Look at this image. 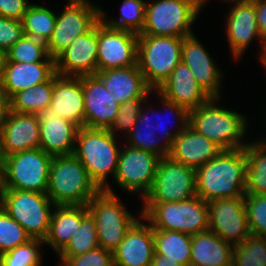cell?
<instances>
[{
	"label": "cell",
	"mask_w": 266,
	"mask_h": 266,
	"mask_svg": "<svg viewBox=\"0 0 266 266\" xmlns=\"http://www.w3.org/2000/svg\"><path fill=\"white\" fill-rule=\"evenodd\" d=\"M259 59L261 62V65H263L264 69L266 70V39L263 40L262 48L260 50Z\"/></svg>",
	"instance_id": "cell-49"
},
{
	"label": "cell",
	"mask_w": 266,
	"mask_h": 266,
	"mask_svg": "<svg viewBox=\"0 0 266 266\" xmlns=\"http://www.w3.org/2000/svg\"><path fill=\"white\" fill-rule=\"evenodd\" d=\"M119 154L114 182L142 200L150 192L161 157L155 153L123 145Z\"/></svg>",
	"instance_id": "cell-14"
},
{
	"label": "cell",
	"mask_w": 266,
	"mask_h": 266,
	"mask_svg": "<svg viewBox=\"0 0 266 266\" xmlns=\"http://www.w3.org/2000/svg\"><path fill=\"white\" fill-rule=\"evenodd\" d=\"M100 191L74 154L52 157L46 194L55 205H87Z\"/></svg>",
	"instance_id": "cell-5"
},
{
	"label": "cell",
	"mask_w": 266,
	"mask_h": 266,
	"mask_svg": "<svg viewBox=\"0 0 266 266\" xmlns=\"http://www.w3.org/2000/svg\"><path fill=\"white\" fill-rule=\"evenodd\" d=\"M229 9L225 19V32L232 58L237 61L256 38L260 41V51L263 39L257 27L253 0L233 3Z\"/></svg>",
	"instance_id": "cell-20"
},
{
	"label": "cell",
	"mask_w": 266,
	"mask_h": 266,
	"mask_svg": "<svg viewBox=\"0 0 266 266\" xmlns=\"http://www.w3.org/2000/svg\"><path fill=\"white\" fill-rule=\"evenodd\" d=\"M52 157L41 148L5 156V189L46 193Z\"/></svg>",
	"instance_id": "cell-12"
},
{
	"label": "cell",
	"mask_w": 266,
	"mask_h": 266,
	"mask_svg": "<svg viewBox=\"0 0 266 266\" xmlns=\"http://www.w3.org/2000/svg\"><path fill=\"white\" fill-rule=\"evenodd\" d=\"M146 0H123L119 19L108 17L101 7V20L114 29L141 34L145 22Z\"/></svg>",
	"instance_id": "cell-34"
},
{
	"label": "cell",
	"mask_w": 266,
	"mask_h": 266,
	"mask_svg": "<svg viewBox=\"0 0 266 266\" xmlns=\"http://www.w3.org/2000/svg\"><path fill=\"white\" fill-rule=\"evenodd\" d=\"M223 266H234V264H228V265H223Z\"/></svg>",
	"instance_id": "cell-56"
},
{
	"label": "cell",
	"mask_w": 266,
	"mask_h": 266,
	"mask_svg": "<svg viewBox=\"0 0 266 266\" xmlns=\"http://www.w3.org/2000/svg\"><path fill=\"white\" fill-rule=\"evenodd\" d=\"M187 1H189L200 13L201 10H204L203 8L206 6L205 3L208 2V0H187Z\"/></svg>",
	"instance_id": "cell-50"
},
{
	"label": "cell",
	"mask_w": 266,
	"mask_h": 266,
	"mask_svg": "<svg viewBox=\"0 0 266 266\" xmlns=\"http://www.w3.org/2000/svg\"><path fill=\"white\" fill-rule=\"evenodd\" d=\"M149 98H139L135 100H129L124 103H121L119 106L118 114L108 128V130L119 139V133H125L124 136L128 134L131 130L133 125L135 124L141 109L143 108L144 104H150L148 102ZM119 132V133H118ZM118 133V135H117Z\"/></svg>",
	"instance_id": "cell-42"
},
{
	"label": "cell",
	"mask_w": 266,
	"mask_h": 266,
	"mask_svg": "<svg viewBox=\"0 0 266 266\" xmlns=\"http://www.w3.org/2000/svg\"><path fill=\"white\" fill-rule=\"evenodd\" d=\"M138 35L98 22L97 72L137 65Z\"/></svg>",
	"instance_id": "cell-15"
},
{
	"label": "cell",
	"mask_w": 266,
	"mask_h": 266,
	"mask_svg": "<svg viewBox=\"0 0 266 266\" xmlns=\"http://www.w3.org/2000/svg\"><path fill=\"white\" fill-rule=\"evenodd\" d=\"M4 164H5V155L3 153L1 138H0V167H4Z\"/></svg>",
	"instance_id": "cell-52"
},
{
	"label": "cell",
	"mask_w": 266,
	"mask_h": 266,
	"mask_svg": "<svg viewBox=\"0 0 266 266\" xmlns=\"http://www.w3.org/2000/svg\"><path fill=\"white\" fill-rule=\"evenodd\" d=\"M0 206L32 239L47 237L55 204L46 193L5 189Z\"/></svg>",
	"instance_id": "cell-8"
},
{
	"label": "cell",
	"mask_w": 266,
	"mask_h": 266,
	"mask_svg": "<svg viewBox=\"0 0 266 266\" xmlns=\"http://www.w3.org/2000/svg\"><path fill=\"white\" fill-rule=\"evenodd\" d=\"M246 167L245 147L222 150L211 161L195 169L197 196L206 202L244 197Z\"/></svg>",
	"instance_id": "cell-1"
},
{
	"label": "cell",
	"mask_w": 266,
	"mask_h": 266,
	"mask_svg": "<svg viewBox=\"0 0 266 266\" xmlns=\"http://www.w3.org/2000/svg\"><path fill=\"white\" fill-rule=\"evenodd\" d=\"M246 194H266V143L252 140L245 146Z\"/></svg>",
	"instance_id": "cell-32"
},
{
	"label": "cell",
	"mask_w": 266,
	"mask_h": 266,
	"mask_svg": "<svg viewBox=\"0 0 266 266\" xmlns=\"http://www.w3.org/2000/svg\"><path fill=\"white\" fill-rule=\"evenodd\" d=\"M234 266H266V236L250 234L234 245Z\"/></svg>",
	"instance_id": "cell-38"
},
{
	"label": "cell",
	"mask_w": 266,
	"mask_h": 266,
	"mask_svg": "<svg viewBox=\"0 0 266 266\" xmlns=\"http://www.w3.org/2000/svg\"><path fill=\"white\" fill-rule=\"evenodd\" d=\"M108 92L114 93L116 103L149 98L154 91L146 83L138 64L126 68L108 69L95 74Z\"/></svg>",
	"instance_id": "cell-27"
},
{
	"label": "cell",
	"mask_w": 266,
	"mask_h": 266,
	"mask_svg": "<svg viewBox=\"0 0 266 266\" xmlns=\"http://www.w3.org/2000/svg\"><path fill=\"white\" fill-rule=\"evenodd\" d=\"M209 230L232 245L242 243L251 233L244 197L215 199L208 202Z\"/></svg>",
	"instance_id": "cell-16"
},
{
	"label": "cell",
	"mask_w": 266,
	"mask_h": 266,
	"mask_svg": "<svg viewBox=\"0 0 266 266\" xmlns=\"http://www.w3.org/2000/svg\"><path fill=\"white\" fill-rule=\"evenodd\" d=\"M85 127L108 129L115 120L120 104L114 93L105 89L96 75L83 76Z\"/></svg>",
	"instance_id": "cell-22"
},
{
	"label": "cell",
	"mask_w": 266,
	"mask_h": 266,
	"mask_svg": "<svg viewBox=\"0 0 266 266\" xmlns=\"http://www.w3.org/2000/svg\"><path fill=\"white\" fill-rule=\"evenodd\" d=\"M30 4L28 0H0V16L21 21Z\"/></svg>",
	"instance_id": "cell-45"
},
{
	"label": "cell",
	"mask_w": 266,
	"mask_h": 266,
	"mask_svg": "<svg viewBox=\"0 0 266 266\" xmlns=\"http://www.w3.org/2000/svg\"><path fill=\"white\" fill-rule=\"evenodd\" d=\"M256 11V21L259 33L263 40L266 39V0H253Z\"/></svg>",
	"instance_id": "cell-46"
},
{
	"label": "cell",
	"mask_w": 266,
	"mask_h": 266,
	"mask_svg": "<svg viewBox=\"0 0 266 266\" xmlns=\"http://www.w3.org/2000/svg\"><path fill=\"white\" fill-rule=\"evenodd\" d=\"M195 169L171 158L160 159L153 186L142 204L171 203L197 195Z\"/></svg>",
	"instance_id": "cell-13"
},
{
	"label": "cell",
	"mask_w": 266,
	"mask_h": 266,
	"mask_svg": "<svg viewBox=\"0 0 266 266\" xmlns=\"http://www.w3.org/2000/svg\"><path fill=\"white\" fill-rule=\"evenodd\" d=\"M117 137L108 129L81 127L78 130L73 154L80 160L91 179L104 191L115 194L107 183L116 173L119 154Z\"/></svg>",
	"instance_id": "cell-2"
},
{
	"label": "cell",
	"mask_w": 266,
	"mask_h": 266,
	"mask_svg": "<svg viewBox=\"0 0 266 266\" xmlns=\"http://www.w3.org/2000/svg\"><path fill=\"white\" fill-rule=\"evenodd\" d=\"M200 12L187 0H152L146 2L141 34L186 37L194 34L192 25Z\"/></svg>",
	"instance_id": "cell-9"
},
{
	"label": "cell",
	"mask_w": 266,
	"mask_h": 266,
	"mask_svg": "<svg viewBox=\"0 0 266 266\" xmlns=\"http://www.w3.org/2000/svg\"><path fill=\"white\" fill-rule=\"evenodd\" d=\"M38 114H55L79 128L85 127L83 76L64 77L55 73L51 104Z\"/></svg>",
	"instance_id": "cell-19"
},
{
	"label": "cell",
	"mask_w": 266,
	"mask_h": 266,
	"mask_svg": "<svg viewBox=\"0 0 266 266\" xmlns=\"http://www.w3.org/2000/svg\"><path fill=\"white\" fill-rule=\"evenodd\" d=\"M219 1H224L228 4H233V3H238V2H244V1H248V0H219Z\"/></svg>",
	"instance_id": "cell-53"
},
{
	"label": "cell",
	"mask_w": 266,
	"mask_h": 266,
	"mask_svg": "<svg viewBox=\"0 0 266 266\" xmlns=\"http://www.w3.org/2000/svg\"><path fill=\"white\" fill-rule=\"evenodd\" d=\"M150 266H184L177 261L168 258L165 255H159L154 253Z\"/></svg>",
	"instance_id": "cell-48"
},
{
	"label": "cell",
	"mask_w": 266,
	"mask_h": 266,
	"mask_svg": "<svg viewBox=\"0 0 266 266\" xmlns=\"http://www.w3.org/2000/svg\"><path fill=\"white\" fill-rule=\"evenodd\" d=\"M181 61L191 69L198 85L211 98L221 99L222 72L195 33L183 38Z\"/></svg>",
	"instance_id": "cell-18"
},
{
	"label": "cell",
	"mask_w": 266,
	"mask_h": 266,
	"mask_svg": "<svg viewBox=\"0 0 266 266\" xmlns=\"http://www.w3.org/2000/svg\"><path fill=\"white\" fill-rule=\"evenodd\" d=\"M42 245L43 240L32 239L24 245L17 246L0 255V266H42Z\"/></svg>",
	"instance_id": "cell-39"
},
{
	"label": "cell",
	"mask_w": 266,
	"mask_h": 266,
	"mask_svg": "<svg viewBox=\"0 0 266 266\" xmlns=\"http://www.w3.org/2000/svg\"><path fill=\"white\" fill-rule=\"evenodd\" d=\"M154 249L159 255L177 261L184 266L191 263V235L170 230L153 229Z\"/></svg>",
	"instance_id": "cell-31"
},
{
	"label": "cell",
	"mask_w": 266,
	"mask_h": 266,
	"mask_svg": "<svg viewBox=\"0 0 266 266\" xmlns=\"http://www.w3.org/2000/svg\"><path fill=\"white\" fill-rule=\"evenodd\" d=\"M57 14L51 37L46 42L50 57L56 58L76 37L88 33L101 20V7L91 0H67Z\"/></svg>",
	"instance_id": "cell-11"
},
{
	"label": "cell",
	"mask_w": 266,
	"mask_h": 266,
	"mask_svg": "<svg viewBox=\"0 0 266 266\" xmlns=\"http://www.w3.org/2000/svg\"><path fill=\"white\" fill-rule=\"evenodd\" d=\"M30 240L24 228L0 206V255Z\"/></svg>",
	"instance_id": "cell-40"
},
{
	"label": "cell",
	"mask_w": 266,
	"mask_h": 266,
	"mask_svg": "<svg viewBox=\"0 0 266 266\" xmlns=\"http://www.w3.org/2000/svg\"><path fill=\"white\" fill-rule=\"evenodd\" d=\"M120 202L118 195L101 190L88 203L95 220L99 245L113 252L123 241L125 233L138 219Z\"/></svg>",
	"instance_id": "cell-10"
},
{
	"label": "cell",
	"mask_w": 266,
	"mask_h": 266,
	"mask_svg": "<svg viewBox=\"0 0 266 266\" xmlns=\"http://www.w3.org/2000/svg\"><path fill=\"white\" fill-rule=\"evenodd\" d=\"M168 101L188 111L206 104L211 97L198 85L191 69L181 61L168 79L156 90Z\"/></svg>",
	"instance_id": "cell-24"
},
{
	"label": "cell",
	"mask_w": 266,
	"mask_h": 266,
	"mask_svg": "<svg viewBox=\"0 0 266 266\" xmlns=\"http://www.w3.org/2000/svg\"><path fill=\"white\" fill-rule=\"evenodd\" d=\"M10 111V99L5 95L0 83V131L6 122L7 115Z\"/></svg>",
	"instance_id": "cell-47"
},
{
	"label": "cell",
	"mask_w": 266,
	"mask_h": 266,
	"mask_svg": "<svg viewBox=\"0 0 266 266\" xmlns=\"http://www.w3.org/2000/svg\"><path fill=\"white\" fill-rule=\"evenodd\" d=\"M234 245L210 230L191 235L190 266H223L233 264Z\"/></svg>",
	"instance_id": "cell-30"
},
{
	"label": "cell",
	"mask_w": 266,
	"mask_h": 266,
	"mask_svg": "<svg viewBox=\"0 0 266 266\" xmlns=\"http://www.w3.org/2000/svg\"><path fill=\"white\" fill-rule=\"evenodd\" d=\"M139 210L153 229L194 235L209 230L208 202L195 196L171 203L143 204Z\"/></svg>",
	"instance_id": "cell-6"
},
{
	"label": "cell",
	"mask_w": 266,
	"mask_h": 266,
	"mask_svg": "<svg viewBox=\"0 0 266 266\" xmlns=\"http://www.w3.org/2000/svg\"><path fill=\"white\" fill-rule=\"evenodd\" d=\"M53 76L46 82L21 90L10 98V110L38 114L51 104Z\"/></svg>",
	"instance_id": "cell-33"
},
{
	"label": "cell",
	"mask_w": 266,
	"mask_h": 266,
	"mask_svg": "<svg viewBox=\"0 0 266 266\" xmlns=\"http://www.w3.org/2000/svg\"><path fill=\"white\" fill-rule=\"evenodd\" d=\"M222 149L189 125L173 140L168 157L197 169L215 158Z\"/></svg>",
	"instance_id": "cell-26"
},
{
	"label": "cell",
	"mask_w": 266,
	"mask_h": 266,
	"mask_svg": "<svg viewBox=\"0 0 266 266\" xmlns=\"http://www.w3.org/2000/svg\"><path fill=\"white\" fill-rule=\"evenodd\" d=\"M40 147L52 156L73 154L79 127L55 114H37Z\"/></svg>",
	"instance_id": "cell-28"
},
{
	"label": "cell",
	"mask_w": 266,
	"mask_h": 266,
	"mask_svg": "<svg viewBox=\"0 0 266 266\" xmlns=\"http://www.w3.org/2000/svg\"><path fill=\"white\" fill-rule=\"evenodd\" d=\"M23 36L21 21L0 16V53L2 55Z\"/></svg>",
	"instance_id": "cell-44"
},
{
	"label": "cell",
	"mask_w": 266,
	"mask_h": 266,
	"mask_svg": "<svg viewBox=\"0 0 266 266\" xmlns=\"http://www.w3.org/2000/svg\"><path fill=\"white\" fill-rule=\"evenodd\" d=\"M5 192V183H4V167H0V201Z\"/></svg>",
	"instance_id": "cell-51"
},
{
	"label": "cell",
	"mask_w": 266,
	"mask_h": 266,
	"mask_svg": "<svg viewBox=\"0 0 266 266\" xmlns=\"http://www.w3.org/2000/svg\"><path fill=\"white\" fill-rule=\"evenodd\" d=\"M56 13L51 8L31 3L21 19L24 34L47 42L55 28Z\"/></svg>",
	"instance_id": "cell-35"
},
{
	"label": "cell",
	"mask_w": 266,
	"mask_h": 266,
	"mask_svg": "<svg viewBox=\"0 0 266 266\" xmlns=\"http://www.w3.org/2000/svg\"><path fill=\"white\" fill-rule=\"evenodd\" d=\"M99 239L94 218L88 213L83 219L76 234L57 254L58 256H78L99 247Z\"/></svg>",
	"instance_id": "cell-37"
},
{
	"label": "cell",
	"mask_w": 266,
	"mask_h": 266,
	"mask_svg": "<svg viewBox=\"0 0 266 266\" xmlns=\"http://www.w3.org/2000/svg\"><path fill=\"white\" fill-rule=\"evenodd\" d=\"M138 217L141 219L134 222L125 233L123 241L113 251L114 266L151 265L155 253L153 228L141 213Z\"/></svg>",
	"instance_id": "cell-21"
},
{
	"label": "cell",
	"mask_w": 266,
	"mask_h": 266,
	"mask_svg": "<svg viewBox=\"0 0 266 266\" xmlns=\"http://www.w3.org/2000/svg\"><path fill=\"white\" fill-rule=\"evenodd\" d=\"M183 38L138 35L137 64L153 91L168 79L181 62Z\"/></svg>",
	"instance_id": "cell-7"
},
{
	"label": "cell",
	"mask_w": 266,
	"mask_h": 266,
	"mask_svg": "<svg viewBox=\"0 0 266 266\" xmlns=\"http://www.w3.org/2000/svg\"><path fill=\"white\" fill-rule=\"evenodd\" d=\"M2 60H3V55L0 53V74H1V64H2Z\"/></svg>",
	"instance_id": "cell-54"
},
{
	"label": "cell",
	"mask_w": 266,
	"mask_h": 266,
	"mask_svg": "<svg viewBox=\"0 0 266 266\" xmlns=\"http://www.w3.org/2000/svg\"><path fill=\"white\" fill-rule=\"evenodd\" d=\"M55 73V62H9L3 56L0 83L10 99L21 90L48 81Z\"/></svg>",
	"instance_id": "cell-25"
},
{
	"label": "cell",
	"mask_w": 266,
	"mask_h": 266,
	"mask_svg": "<svg viewBox=\"0 0 266 266\" xmlns=\"http://www.w3.org/2000/svg\"><path fill=\"white\" fill-rule=\"evenodd\" d=\"M98 23L78 36L55 58V71L64 77H82L97 73Z\"/></svg>",
	"instance_id": "cell-17"
},
{
	"label": "cell",
	"mask_w": 266,
	"mask_h": 266,
	"mask_svg": "<svg viewBox=\"0 0 266 266\" xmlns=\"http://www.w3.org/2000/svg\"><path fill=\"white\" fill-rule=\"evenodd\" d=\"M63 266H114L113 252L101 246L78 256H58Z\"/></svg>",
	"instance_id": "cell-43"
},
{
	"label": "cell",
	"mask_w": 266,
	"mask_h": 266,
	"mask_svg": "<svg viewBox=\"0 0 266 266\" xmlns=\"http://www.w3.org/2000/svg\"><path fill=\"white\" fill-rule=\"evenodd\" d=\"M244 206L250 233L266 236V194H245Z\"/></svg>",
	"instance_id": "cell-41"
},
{
	"label": "cell",
	"mask_w": 266,
	"mask_h": 266,
	"mask_svg": "<svg viewBox=\"0 0 266 266\" xmlns=\"http://www.w3.org/2000/svg\"><path fill=\"white\" fill-rule=\"evenodd\" d=\"M258 141H261V142L266 143V137L265 138H262V139L259 138Z\"/></svg>",
	"instance_id": "cell-55"
},
{
	"label": "cell",
	"mask_w": 266,
	"mask_h": 266,
	"mask_svg": "<svg viewBox=\"0 0 266 266\" xmlns=\"http://www.w3.org/2000/svg\"><path fill=\"white\" fill-rule=\"evenodd\" d=\"M3 56L9 62H55L48 54L46 42L25 34Z\"/></svg>",
	"instance_id": "cell-36"
},
{
	"label": "cell",
	"mask_w": 266,
	"mask_h": 266,
	"mask_svg": "<svg viewBox=\"0 0 266 266\" xmlns=\"http://www.w3.org/2000/svg\"><path fill=\"white\" fill-rule=\"evenodd\" d=\"M88 213L87 205H55L44 244L49 245L57 255L78 232L82 219Z\"/></svg>",
	"instance_id": "cell-29"
},
{
	"label": "cell",
	"mask_w": 266,
	"mask_h": 266,
	"mask_svg": "<svg viewBox=\"0 0 266 266\" xmlns=\"http://www.w3.org/2000/svg\"><path fill=\"white\" fill-rule=\"evenodd\" d=\"M40 124L37 114L9 111L0 131L5 156L38 149L40 147Z\"/></svg>",
	"instance_id": "cell-23"
},
{
	"label": "cell",
	"mask_w": 266,
	"mask_h": 266,
	"mask_svg": "<svg viewBox=\"0 0 266 266\" xmlns=\"http://www.w3.org/2000/svg\"><path fill=\"white\" fill-rule=\"evenodd\" d=\"M219 100L211 98L206 104L190 110L188 125L222 150L244 148L248 143L243 139L247 133L248 117L218 105Z\"/></svg>",
	"instance_id": "cell-3"
},
{
	"label": "cell",
	"mask_w": 266,
	"mask_h": 266,
	"mask_svg": "<svg viewBox=\"0 0 266 266\" xmlns=\"http://www.w3.org/2000/svg\"><path fill=\"white\" fill-rule=\"evenodd\" d=\"M155 93L157 94V98H159V102L162 104L160 106H162L165 110L167 109L168 112L170 111V115L176 118V124L178 122V125H175V131H169L171 125L167 129L164 124L162 125V121L155 123L153 122V124L151 121L154 119L150 117L151 115H148L153 113L157 119V117L160 118L158 115L161 111L157 112L153 110L151 113H149L148 109L152 107V104L147 105V107L144 104V108L141 109L135 124L125 137L127 138L125 139V144L137 149L153 152L157 156L163 158L168 156L173 140L188 126L189 111L181 105L168 101L157 91H154V94ZM157 133H161L160 137L162 136V138L158 137L159 135Z\"/></svg>",
	"instance_id": "cell-4"
}]
</instances>
